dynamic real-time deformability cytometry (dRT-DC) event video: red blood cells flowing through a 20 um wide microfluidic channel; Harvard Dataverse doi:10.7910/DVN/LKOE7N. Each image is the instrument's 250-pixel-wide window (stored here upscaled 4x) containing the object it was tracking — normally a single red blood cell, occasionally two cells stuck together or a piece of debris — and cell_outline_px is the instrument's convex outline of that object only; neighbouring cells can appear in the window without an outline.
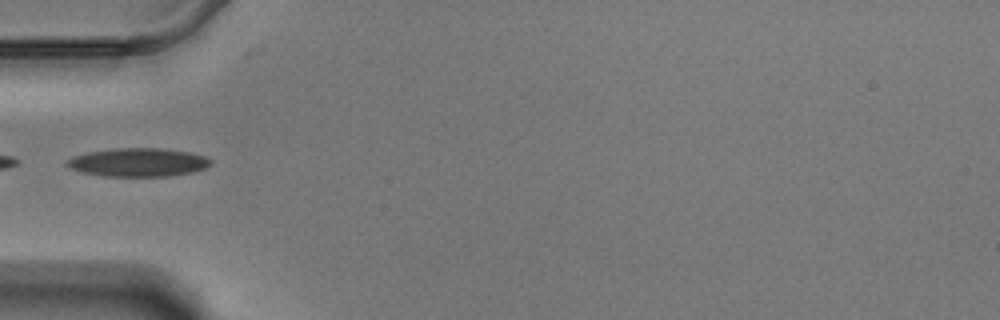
{"species": "Egyptian fruit bat (a non-hibernating species)", "species_latin": "Rousettus aegyptiacus", "temperature_condition": "warm", "stored_images_in_passage": 38, "camera_frame_rate_fps": 3000, "um_per_image_px": 0.085, "animal": {"sex": "male"}, "frame": {"image": 1, "passage_image": 1, "time_ms": 0.0, "image_size_px": [1000, 320], "cell_outline_px": [[212, 164], [204, 168], [192, 172], [168, 176], [100, 176], [84, 172], [72, 168], [64, 164], [64, 160], [72, 156], [88, 152], [112, 148], [160, 148], [188, 152], [204, 156], [212, 160]], "centroid_in_image_um": [11.71, 13.79], "position_along_channel_um": 73.3, "area_um2": 23.87}}